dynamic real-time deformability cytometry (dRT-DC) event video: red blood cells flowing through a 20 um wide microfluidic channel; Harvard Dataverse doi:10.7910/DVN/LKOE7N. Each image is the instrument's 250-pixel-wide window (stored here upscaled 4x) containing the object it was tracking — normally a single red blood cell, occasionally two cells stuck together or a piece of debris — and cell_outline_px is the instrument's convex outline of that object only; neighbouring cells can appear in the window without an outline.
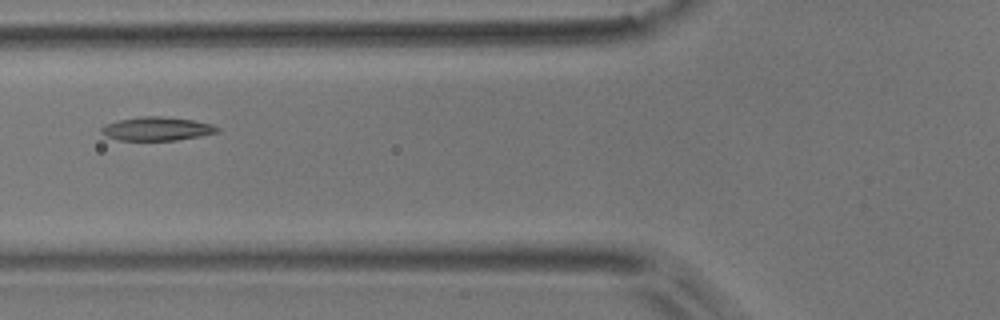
{"species": "common noctule bat (a hibernating species)", "species_latin": "Nyctalus noctula", "temperature_condition": "room temperature", "stored_images_in_passage": 2, "camera_frame_rate_fps": 3000, "um_per_image_px": 0.085, "animal": {"sex": "male", "body_mass_g": 17.9}, "frame": {"image": 1, "passage_image": 2, "time_ms": 0.333, "image_size_px": [1000, 320], "cell_outline_px": [[220, 132], [200, 136], [176, 140], [120, 140], [108, 136], [100, 132], [100, 128], [104, 124], [120, 120], [140, 116], [160, 116], [192, 120], [212, 124], [220, 128]], "centroid_in_image_um": [13.35, 10.94], "position_along_channel_um": 112.5, "area_um2": 15.9}}